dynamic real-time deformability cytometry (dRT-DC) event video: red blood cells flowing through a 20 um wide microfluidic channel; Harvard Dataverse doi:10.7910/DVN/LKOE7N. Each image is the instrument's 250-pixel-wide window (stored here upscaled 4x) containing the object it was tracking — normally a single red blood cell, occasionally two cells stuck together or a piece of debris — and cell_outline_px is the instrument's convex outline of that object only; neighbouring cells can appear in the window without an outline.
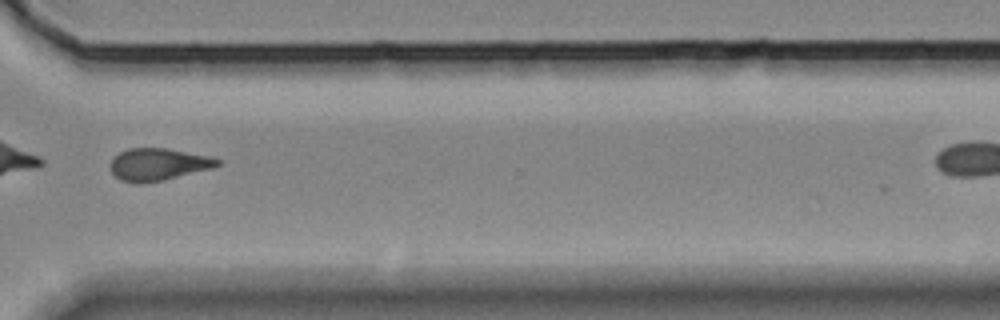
{"species": "Egyptian fruit bat (a non-hibernating species)", "species_latin": "Rousettus aegyptiacus", "temperature_condition": "room temperature", "stored_images_in_passage": 22, "camera_frame_rate_fps": 3000, "um_per_image_px": 0.085, "animal": {"sex": "female"}, "frame": {"image": 1, "passage_image": 19, "time_ms": 6.0, "image_size_px": [1000, 320], "cell_outline_px": [[220, 164], [212, 168], [164, 180], [120, 180], [112, 172], [112, 160], [120, 152], [128, 148], [164, 148], [208, 156], [220, 160]], "centroid_in_image_um": [13.49, 13.93], "position_along_channel_um": 357.1, "area_um2": 19.13}}